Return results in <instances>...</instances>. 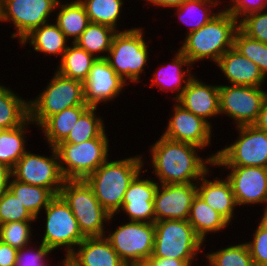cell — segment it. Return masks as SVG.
<instances>
[{
  "instance_id": "obj_1",
  "label": "cell",
  "mask_w": 267,
  "mask_h": 266,
  "mask_svg": "<svg viewBox=\"0 0 267 266\" xmlns=\"http://www.w3.org/2000/svg\"><path fill=\"white\" fill-rule=\"evenodd\" d=\"M196 148L200 147L161 136L151 148L153 168L161 184L201 182V177L208 174L206 163L214 165L217 154L204 160Z\"/></svg>"
},
{
  "instance_id": "obj_2",
  "label": "cell",
  "mask_w": 267,
  "mask_h": 266,
  "mask_svg": "<svg viewBox=\"0 0 267 266\" xmlns=\"http://www.w3.org/2000/svg\"><path fill=\"white\" fill-rule=\"evenodd\" d=\"M143 163L140 156L110 162L106 160L85 179L110 215L119 213L124 194L134 178L141 174Z\"/></svg>"
},
{
  "instance_id": "obj_3",
  "label": "cell",
  "mask_w": 267,
  "mask_h": 266,
  "mask_svg": "<svg viewBox=\"0 0 267 266\" xmlns=\"http://www.w3.org/2000/svg\"><path fill=\"white\" fill-rule=\"evenodd\" d=\"M237 29L238 21L226 9L219 11L207 24L187 33L180 51L191 64L209 58L217 63L233 47Z\"/></svg>"
},
{
  "instance_id": "obj_4",
  "label": "cell",
  "mask_w": 267,
  "mask_h": 266,
  "mask_svg": "<svg viewBox=\"0 0 267 266\" xmlns=\"http://www.w3.org/2000/svg\"><path fill=\"white\" fill-rule=\"evenodd\" d=\"M59 195L71 208L85 237L105 236L104 221L112 219L86 180H65Z\"/></svg>"
},
{
  "instance_id": "obj_5",
  "label": "cell",
  "mask_w": 267,
  "mask_h": 266,
  "mask_svg": "<svg viewBox=\"0 0 267 266\" xmlns=\"http://www.w3.org/2000/svg\"><path fill=\"white\" fill-rule=\"evenodd\" d=\"M74 106H88L84 101L83 82L56 71L46 90L29 101V118L39 127L52 115Z\"/></svg>"
},
{
  "instance_id": "obj_6",
  "label": "cell",
  "mask_w": 267,
  "mask_h": 266,
  "mask_svg": "<svg viewBox=\"0 0 267 266\" xmlns=\"http://www.w3.org/2000/svg\"><path fill=\"white\" fill-rule=\"evenodd\" d=\"M108 142L107 137H96L78 144L58 143L54 146L64 179L85 180L96 171L108 159Z\"/></svg>"
},
{
  "instance_id": "obj_7",
  "label": "cell",
  "mask_w": 267,
  "mask_h": 266,
  "mask_svg": "<svg viewBox=\"0 0 267 266\" xmlns=\"http://www.w3.org/2000/svg\"><path fill=\"white\" fill-rule=\"evenodd\" d=\"M153 257L185 260L190 265L203 241L188 220H163L154 223ZM197 251V252H196Z\"/></svg>"
},
{
  "instance_id": "obj_8",
  "label": "cell",
  "mask_w": 267,
  "mask_h": 266,
  "mask_svg": "<svg viewBox=\"0 0 267 266\" xmlns=\"http://www.w3.org/2000/svg\"><path fill=\"white\" fill-rule=\"evenodd\" d=\"M142 33L140 28L117 32L113 37L108 56H105L109 65L124 81L125 78L131 82L139 81L140 73L148 60L147 43Z\"/></svg>"
},
{
  "instance_id": "obj_9",
  "label": "cell",
  "mask_w": 267,
  "mask_h": 266,
  "mask_svg": "<svg viewBox=\"0 0 267 266\" xmlns=\"http://www.w3.org/2000/svg\"><path fill=\"white\" fill-rule=\"evenodd\" d=\"M108 236L112 248L127 266L142 265L153 255L154 223L130 221Z\"/></svg>"
},
{
  "instance_id": "obj_10",
  "label": "cell",
  "mask_w": 267,
  "mask_h": 266,
  "mask_svg": "<svg viewBox=\"0 0 267 266\" xmlns=\"http://www.w3.org/2000/svg\"><path fill=\"white\" fill-rule=\"evenodd\" d=\"M235 143L217 151L214 166H254L267 168V132L255 125L237 127Z\"/></svg>"
},
{
  "instance_id": "obj_11",
  "label": "cell",
  "mask_w": 267,
  "mask_h": 266,
  "mask_svg": "<svg viewBox=\"0 0 267 266\" xmlns=\"http://www.w3.org/2000/svg\"><path fill=\"white\" fill-rule=\"evenodd\" d=\"M46 230L42 243L52 251L58 247L67 249L66 258L86 238L79 229L71 208L60 195H56L45 208ZM74 246V247H72Z\"/></svg>"
},
{
  "instance_id": "obj_12",
  "label": "cell",
  "mask_w": 267,
  "mask_h": 266,
  "mask_svg": "<svg viewBox=\"0 0 267 266\" xmlns=\"http://www.w3.org/2000/svg\"><path fill=\"white\" fill-rule=\"evenodd\" d=\"M51 148V158L26 151L11 169L12 177L23 183L47 188L59 195L65 179L60 170L57 151L54 147Z\"/></svg>"
},
{
  "instance_id": "obj_13",
  "label": "cell",
  "mask_w": 267,
  "mask_h": 266,
  "mask_svg": "<svg viewBox=\"0 0 267 266\" xmlns=\"http://www.w3.org/2000/svg\"><path fill=\"white\" fill-rule=\"evenodd\" d=\"M260 87L219 85L220 113L235 119L239 126L254 125L261 111L266 91Z\"/></svg>"
},
{
  "instance_id": "obj_14",
  "label": "cell",
  "mask_w": 267,
  "mask_h": 266,
  "mask_svg": "<svg viewBox=\"0 0 267 266\" xmlns=\"http://www.w3.org/2000/svg\"><path fill=\"white\" fill-rule=\"evenodd\" d=\"M57 7L55 0H0V21H13L17 32L12 37L22 39L33 29L47 23Z\"/></svg>"
},
{
  "instance_id": "obj_15",
  "label": "cell",
  "mask_w": 267,
  "mask_h": 266,
  "mask_svg": "<svg viewBox=\"0 0 267 266\" xmlns=\"http://www.w3.org/2000/svg\"><path fill=\"white\" fill-rule=\"evenodd\" d=\"M196 194V183L158 185L154 198L155 222L188 220L191 204Z\"/></svg>"
},
{
  "instance_id": "obj_16",
  "label": "cell",
  "mask_w": 267,
  "mask_h": 266,
  "mask_svg": "<svg viewBox=\"0 0 267 266\" xmlns=\"http://www.w3.org/2000/svg\"><path fill=\"white\" fill-rule=\"evenodd\" d=\"M126 85L106 59H96L83 82L84 101L89 107L117 97Z\"/></svg>"
},
{
  "instance_id": "obj_17",
  "label": "cell",
  "mask_w": 267,
  "mask_h": 266,
  "mask_svg": "<svg viewBox=\"0 0 267 266\" xmlns=\"http://www.w3.org/2000/svg\"><path fill=\"white\" fill-rule=\"evenodd\" d=\"M231 169L229 180L237 205L267 204V168L254 166H225Z\"/></svg>"
},
{
  "instance_id": "obj_18",
  "label": "cell",
  "mask_w": 267,
  "mask_h": 266,
  "mask_svg": "<svg viewBox=\"0 0 267 266\" xmlns=\"http://www.w3.org/2000/svg\"><path fill=\"white\" fill-rule=\"evenodd\" d=\"M166 128L162 135L173 141L190 143L201 149L211 141V125L179 103L174 105V115Z\"/></svg>"
},
{
  "instance_id": "obj_19",
  "label": "cell",
  "mask_w": 267,
  "mask_h": 266,
  "mask_svg": "<svg viewBox=\"0 0 267 266\" xmlns=\"http://www.w3.org/2000/svg\"><path fill=\"white\" fill-rule=\"evenodd\" d=\"M138 174L127 188L122 201L130 221L155 223L154 198L158 183L142 179Z\"/></svg>"
},
{
  "instance_id": "obj_20",
  "label": "cell",
  "mask_w": 267,
  "mask_h": 266,
  "mask_svg": "<svg viewBox=\"0 0 267 266\" xmlns=\"http://www.w3.org/2000/svg\"><path fill=\"white\" fill-rule=\"evenodd\" d=\"M78 246L64 259L66 266H127L106 236L86 237Z\"/></svg>"
},
{
  "instance_id": "obj_21",
  "label": "cell",
  "mask_w": 267,
  "mask_h": 266,
  "mask_svg": "<svg viewBox=\"0 0 267 266\" xmlns=\"http://www.w3.org/2000/svg\"><path fill=\"white\" fill-rule=\"evenodd\" d=\"M176 101L209 124L208 117L220 114L219 86L206 85L194 76Z\"/></svg>"
},
{
  "instance_id": "obj_22",
  "label": "cell",
  "mask_w": 267,
  "mask_h": 266,
  "mask_svg": "<svg viewBox=\"0 0 267 266\" xmlns=\"http://www.w3.org/2000/svg\"><path fill=\"white\" fill-rule=\"evenodd\" d=\"M217 66L231 85L261 87V83L265 80L258 66L234 47L220 57Z\"/></svg>"
},
{
  "instance_id": "obj_23",
  "label": "cell",
  "mask_w": 267,
  "mask_h": 266,
  "mask_svg": "<svg viewBox=\"0 0 267 266\" xmlns=\"http://www.w3.org/2000/svg\"><path fill=\"white\" fill-rule=\"evenodd\" d=\"M204 176L206 174L201 177L203 183L197 185V194L230 223L237 203L229 180L216 177V180L208 181Z\"/></svg>"
},
{
  "instance_id": "obj_24",
  "label": "cell",
  "mask_w": 267,
  "mask_h": 266,
  "mask_svg": "<svg viewBox=\"0 0 267 266\" xmlns=\"http://www.w3.org/2000/svg\"><path fill=\"white\" fill-rule=\"evenodd\" d=\"M188 222L202 241H204L206 233L220 231L229 224L223 216L207 205L198 194L192 201Z\"/></svg>"
},
{
  "instance_id": "obj_25",
  "label": "cell",
  "mask_w": 267,
  "mask_h": 266,
  "mask_svg": "<svg viewBox=\"0 0 267 266\" xmlns=\"http://www.w3.org/2000/svg\"><path fill=\"white\" fill-rule=\"evenodd\" d=\"M28 40L33 45L35 51L51 55H61L60 59H62L64 52L68 48L66 45L68 39L64 33L57 24H48V22L33 29L22 39L21 44L25 45Z\"/></svg>"
},
{
  "instance_id": "obj_26",
  "label": "cell",
  "mask_w": 267,
  "mask_h": 266,
  "mask_svg": "<svg viewBox=\"0 0 267 266\" xmlns=\"http://www.w3.org/2000/svg\"><path fill=\"white\" fill-rule=\"evenodd\" d=\"M89 106H74L50 116L40 127L51 147L63 141Z\"/></svg>"
},
{
  "instance_id": "obj_27",
  "label": "cell",
  "mask_w": 267,
  "mask_h": 266,
  "mask_svg": "<svg viewBox=\"0 0 267 266\" xmlns=\"http://www.w3.org/2000/svg\"><path fill=\"white\" fill-rule=\"evenodd\" d=\"M29 119V102L0 85V128L19 127Z\"/></svg>"
},
{
  "instance_id": "obj_28",
  "label": "cell",
  "mask_w": 267,
  "mask_h": 266,
  "mask_svg": "<svg viewBox=\"0 0 267 266\" xmlns=\"http://www.w3.org/2000/svg\"><path fill=\"white\" fill-rule=\"evenodd\" d=\"M96 59H105V56L94 57L73 43V46H68L64 52L57 72L70 79L84 82Z\"/></svg>"
},
{
  "instance_id": "obj_29",
  "label": "cell",
  "mask_w": 267,
  "mask_h": 266,
  "mask_svg": "<svg viewBox=\"0 0 267 266\" xmlns=\"http://www.w3.org/2000/svg\"><path fill=\"white\" fill-rule=\"evenodd\" d=\"M183 65L189 67L191 63L189 59L180 50H178V53H176V56L174 57L173 63L171 62V64L166 65V69L161 68V70H158L156 73H154V77L150 86L157 85L160 87L161 91L167 88L171 89L172 92L177 90V93H179L176 95V97H174L175 100H177L186 88L190 79L193 77L190 76V73L187 74L182 70ZM187 75L188 79L183 80V78ZM182 81L185 83L184 86H182Z\"/></svg>"
},
{
  "instance_id": "obj_30",
  "label": "cell",
  "mask_w": 267,
  "mask_h": 266,
  "mask_svg": "<svg viewBox=\"0 0 267 266\" xmlns=\"http://www.w3.org/2000/svg\"><path fill=\"white\" fill-rule=\"evenodd\" d=\"M57 6H60L59 8H61V10L57 15L55 23L67 39H69V36L71 38L73 36L74 39L72 43H75L90 23L85 8L79 0L63 5L57 3Z\"/></svg>"
},
{
  "instance_id": "obj_31",
  "label": "cell",
  "mask_w": 267,
  "mask_h": 266,
  "mask_svg": "<svg viewBox=\"0 0 267 266\" xmlns=\"http://www.w3.org/2000/svg\"><path fill=\"white\" fill-rule=\"evenodd\" d=\"M24 207L35 217H38L40 209H45L50 201L56 196L51 190L23 183L16 179L9 182L8 188Z\"/></svg>"
},
{
  "instance_id": "obj_32",
  "label": "cell",
  "mask_w": 267,
  "mask_h": 266,
  "mask_svg": "<svg viewBox=\"0 0 267 266\" xmlns=\"http://www.w3.org/2000/svg\"><path fill=\"white\" fill-rule=\"evenodd\" d=\"M32 121L29 118L24 124L12 129H2L0 131V164H3L10 169L19 161L25 154L24 133L25 126Z\"/></svg>"
},
{
  "instance_id": "obj_33",
  "label": "cell",
  "mask_w": 267,
  "mask_h": 266,
  "mask_svg": "<svg viewBox=\"0 0 267 266\" xmlns=\"http://www.w3.org/2000/svg\"><path fill=\"white\" fill-rule=\"evenodd\" d=\"M116 33L117 30L109 26L90 22L75 44L95 56V52H109Z\"/></svg>"
},
{
  "instance_id": "obj_34",
  "label": "cell",
  "mask_w": 267,
  "mask_h": 266,
  "mask_svg": "<svg viewBox=\"0 0 267 266\" xmlns=\"http://www.w3.org/2000/svg\"><path fill=\"white\" fill-rule=\"evenodd\" d=\"M96 107H89L78 119L67 137L59 143L78 144L96 137H107L102 119L95 115Z\"/></svg>"
},
{
  "instance_id": "obj_35",
  "label": "cell",
  "mask_w": 267,
  "mask_h": 266,
  "mask_svg": "<svg viewBox=\"0 0 267 266\" xmlns=\"http://www.w3.org/2000/svg\"><path fill=\"white\" fill-rule=\"evenodd\" d=\"M84 6L89 21L109 26L116 30L122 10V0H79Z\"/></svg>"
},
{
  "instance_id": "obj_36",
  "label": "cell",
  "mask_w": 267,
  "mask_h": 266,
  "mask_svg": "<svg viewBox=\"0 0 267 266\" xmlns=\"http://www.w3.org/2000/svg\"><path fill=\"white\" fill-rule=\"evenodd\" d=\"M233 47L254 62L263 76L267 77V43L250 38L238 28L234 35Z\"/></svg>"
},
{
  "instance_id": "obj_37",
  "label": "cell",
  "mask_w": 267,
  "mask_h": 266,
  "mask_svg": "<svg viewBox=\"0 0 267 266\" xmlns=\"http://www.w3.org/2000/svg\"><path fill=\"white\" fill-rule=\"evenodd\" d=\"M210 266H254L246 243L207 254Z\"/></svg>"
},
{
  "instance_id": "obj_38",
  "label": "cell",
  "mask_w": 267,
  "mask_h": 266,
  "mask_svg": "<svg viewBox=\"0 0 267 266\" xmlns=\"http://www.w3.org/2000/svg\"><path fill=\"white\" fill-rule=\"evenodd\" d=\"M207 3L211 6L212 5L217 6L218 1L216 2L214 0H186L181 6L176 8L177 11H179L180 13V14L178 13L180 21H183L185 24L191 25L190 30H189L190 32L198 30L200 27L207 24L214 16L217 15V13H212V14L207 13L208 12V9L206 8ZM195 12L196 13L199 12L197 16L194 15ZM185 15L191 18L192 20L194 19L195 23L194 22L191 24L188 23L189 21L187 22L186 20L188 17L185 19L184 17Z\"/></svg>"
},
{
  "instance_id": "obj_39",
  "label": "cell",
  "mask_w": 267,
  "mask_h": 266,
  "mask_svg": "<svg viewBox=\"0 0 267 266\" xmlns=\"http://www.w3.org/2000/svg\"><path fill=\"white\" fill-rule=\"evenodd\" d=\"M33 220H36V218L9 189L0 197V225L9 222Z\"/></svg>"
},
{
  "instance_id": "obj_40",
  "label": "cell",
  "mask_w": 267,
  "mask_h": 266,
  "mask_svg": "<svg viewBox=\"0 0 267 266\" xmlns=\"http://www.w3.org/2000/svg\"><path fill=\"white\" fill-rule=\"evenodd\" d=\"M31 221H16L0 225V241L13 248L21 249L28 246L31 236Z\"/></svg>"
},
{
  "instance_id": "obj_41",
  "label": "cell",
  "mask_w": 267,
  "mask_h": 266,
  "mask_svg": "<svg viewBox=\"0 0 267 266\" xmlns=\"http://www.w3.org/2000/svg\"><path fill=\"white\" fill-rule=\"evenodd\" d=\"M255 12L241 18L238 28L250 38L267 43V12Z\"/></svg>"
},
{
  "instance_id": "obj_42",
  "label": "cell",
  "mask_w": 267,
  "mask_h": 266,
  "mask_svg": "<svg viewBox=\"0 0 267 266\" xmlns=\"http://www.w3.org/2000/svg\"><path fill=\"white\" fill-rule=\"evenodd\" d=\"M246 244L254 266H267V230L259 224L253 241Z\"/></svg>"
},
{
  "instance_id": "obj_43",
  "label": "cell",
  "mask_w": 267,
  "mask_h": 266,
  "mask_svg": "<svg viewBox=\"0 0 267 266\" xmlns=\"http://www.w3.org/2000/svg\"><path fill=\"white\" fill-rule=\"evenodd\" d=\"M51 251L52 250L43 243L40 244L39 249L36 250V252H30V250L27 249V246L18 249L14 266H46L43 259L48 253H51Z\"/></svg>"
},
{
  "instance_id": "obj_44",
  "label": "cell",
  "mask_w": 267,
  "mask_h": 266,
  "mask_svg": "<svg viewBox=\"0 0 267 266\" xmlns=\"http://www.w3.org/2000/svg\"><path fill=\"white\" fill-rule=\"evenodd\" d=\"M232 4L226 10L239 22V17L243 18L249 14L263 11L267 6V0H233ZM240 15V16H239Z\"/></svg>"
},
{
  "instance_id": "obj_45",
  "label": "cell",
  "mask_w": 267,
  "mask_h": 266,
  "mask_svg": "<svg viewBox=\"0 0 267 266\" xmlns=\"http://www.w3.org/2000/svg\"><path fill=\"white\" fill-rule=\"evenodd\" d=\"M17 258V249L0 241V266H14Z\"/></svg>"
},
{
  "instance_id": "obj_46",
  "label": "cell",
  "mask_w": 267,
  "mask_h": 266,
  "mask_svg": "<svg viewBox=\"0 0 267 266\" xmlns=\"http://www.w3.org/2000/svg\"><path fill=\"white\" fill-rule=\"evenodd\" d=\"M142 266H191L185 260L173 258L149 257Z\"/></svg>"
},
{
  "instance_id": "obj_47",
  "label": "cell",
  "mask_w": 267,
  "mask_h": 266,
  "mask_svg": "<svg viewBox=\"0 0 267 266\" xmlns=\"http://www.w3.org/2000/svg\"><path fill=\"white\" fill-rule=\"evenodd\" d=\"M12 177L11 169L0 164V197L8 190L10 178Z\"/></svg>"
},
{
  "instance_id": "obj_48",
  "label": "cell",
  "mask_w": 267,
  "mask_h": 266,
  "mask_svg": "<svg viewBox=\"0 0 267 266\" xmlns=\"http://www.w3.org/2000/svg\"><path fill=\"white\" fill-rule=\"evenodd\" d=\"M258 129L264 130L267 132V92L263 99L261 111L259 112L258 119L254 124Z\"/></svg>"
},
{
  "instance_id": "obj_49",
  "label": "cell",
  "mask_w": 267,
  "mask_h": 266,
  "mask_svg": "<svg viewBox=\"0 0 267 266\" xmlns=\"http://www.w3.org/2000/svg\"><path fill=\"white\" fill-rule=\"evenodd\" d=\"M150 3L157 5V6H163V7H171L174 9L181 6L186 0H147Z\"/></svg>"
},
{
  "instance_id": "obj_50",
  "label": "cell",
  "mask_w": 267,
  "mask_h": 266,
  "mask_svg": "<svg viewBox=\"0 0 267 266\" xmlns=\"http://www.w3.org/2000/svg\"><path fill=\"white\" fill-rule=\"evenodd\" d=\"M264 229L267 230V206L265 208L264 214L262 216V219L259 223Z\"/></svg>"
}]
</instances>
